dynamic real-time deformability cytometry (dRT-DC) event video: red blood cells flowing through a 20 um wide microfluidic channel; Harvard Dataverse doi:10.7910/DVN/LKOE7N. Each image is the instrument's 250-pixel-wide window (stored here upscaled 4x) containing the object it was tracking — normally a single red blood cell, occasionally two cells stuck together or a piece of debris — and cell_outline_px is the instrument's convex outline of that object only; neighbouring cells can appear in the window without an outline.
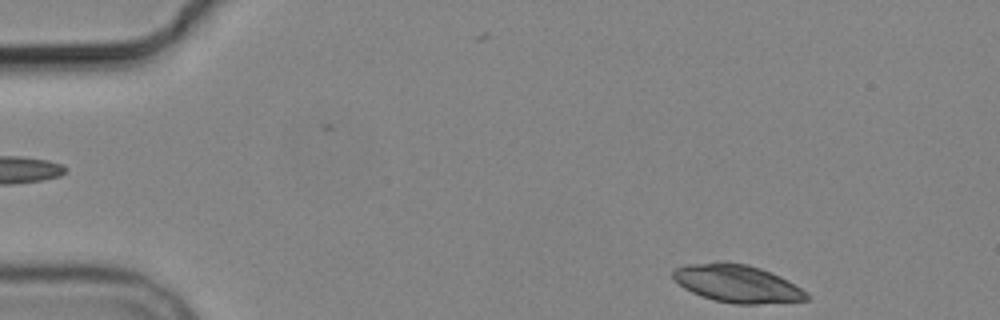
{"species": "common noctule bat (a hibernating species)", "species_latin": "Nyctalus noctula", "temperature_condition": "cold", "stored_images_in_passage": 8, "camera_frame_rate_fps": 3000, "um_per_image_px": 0.085, "animal": {"sex": "male", "body_mass_g": 19.2, "forearm_length_mm": 51.8}, "frame": {"image": 1, "passage_image": 1, "time_ms": 0.0, "image_size_px": [1000, 320], "cell_outline_px": [[808, 300], [756, 304], [736, 304], [712, 300], [700, 296], [684, 288], [672, 276], [672, 272], [676, 268], [688, 264], [724, 260], [748, 264], [760, 268], [780, 276], [788, 280], [808, 292]], "centroid_in_image_um": [62.66, 24.09], "position_along_channel_um": 22.3, "area_um2": 29.59}}